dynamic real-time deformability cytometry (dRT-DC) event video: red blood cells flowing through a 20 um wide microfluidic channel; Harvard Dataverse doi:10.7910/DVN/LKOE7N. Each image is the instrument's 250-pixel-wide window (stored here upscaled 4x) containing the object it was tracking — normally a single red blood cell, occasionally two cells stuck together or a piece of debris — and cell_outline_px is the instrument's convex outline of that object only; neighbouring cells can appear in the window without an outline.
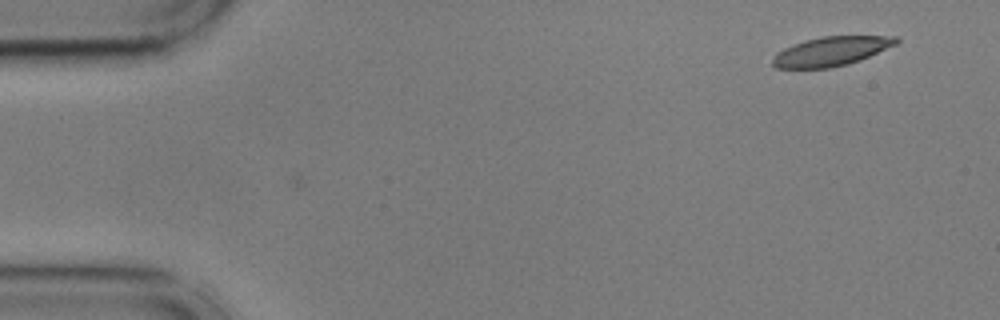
{"species": "common noctule bat (a hibernating species)", "species_latin": "Nyctalus noctula", "temperature_condition": "cold", "stored_images_in_passage": 2, "camera_frame_rate_fps": 3000, "um_per_image_px": 0.085, "animal": {"sex": "male", "body_mass_g": 17.9, "forearm_length_mm": 54.2}, "frame": {"image": 1, "passage_image": 1, "time_ms": 0.0, "image_size_px": [1000, 320], "cell_outline_px": [[900, 40], [896, 44], [860, 60], [848, 64], [828, 68], [776, 68], [772, 64], [772, 60], [776, 52], [792, 44], [804, 40], [820, 36], [896, 36]], "centroid_in_image_um": [70.62, 4.35], "position_along_channel_um": 14.4, "area_um2": 21.04}}